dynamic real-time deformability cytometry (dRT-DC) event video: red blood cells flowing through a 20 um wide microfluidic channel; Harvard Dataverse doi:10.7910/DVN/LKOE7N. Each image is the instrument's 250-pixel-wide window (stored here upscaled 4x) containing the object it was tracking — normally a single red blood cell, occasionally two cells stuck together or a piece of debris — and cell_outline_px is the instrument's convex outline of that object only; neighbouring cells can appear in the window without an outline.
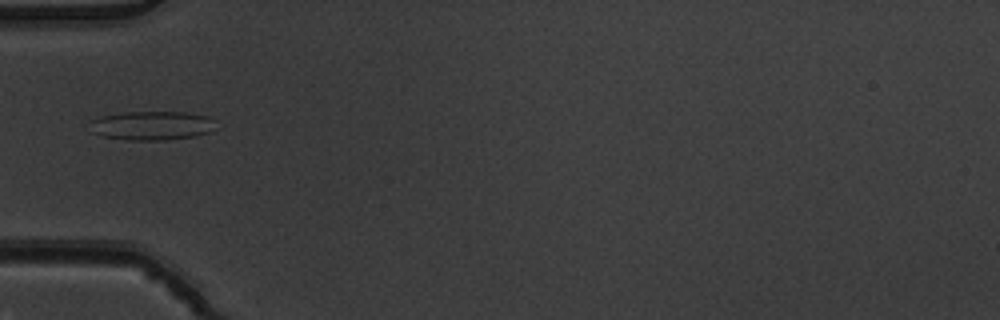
{"species": "common noctule bat (a hibernating species)", "species_latin": "Nyctalus noctula", "temperature_condition": "warm", "stored_images_in_passage": 6, "camera_frame_rate_fps": 3000, "um_per_image_px": 0.085, "animal": {"sex": "male", "body_mass_g": 19.5, "forearm_length_mm": 54.6}, "frame": {"image": 1, "passage_image": 6, "time_ms": 1.667, "image_size_px": [1000, 320], "cell_outline_px": [[220, 128], [212, 132], [196, 136], [164, 140], [128, 140], [100, 136], [92, 132], [92, 120], [100, 116], [124, 112], [184, 112], [208, 116], [216, 120]], "centroid_in_image_um": [13.02, 10.68], "position_along_channel_um": 72.0, "area_um2": 21.68}}